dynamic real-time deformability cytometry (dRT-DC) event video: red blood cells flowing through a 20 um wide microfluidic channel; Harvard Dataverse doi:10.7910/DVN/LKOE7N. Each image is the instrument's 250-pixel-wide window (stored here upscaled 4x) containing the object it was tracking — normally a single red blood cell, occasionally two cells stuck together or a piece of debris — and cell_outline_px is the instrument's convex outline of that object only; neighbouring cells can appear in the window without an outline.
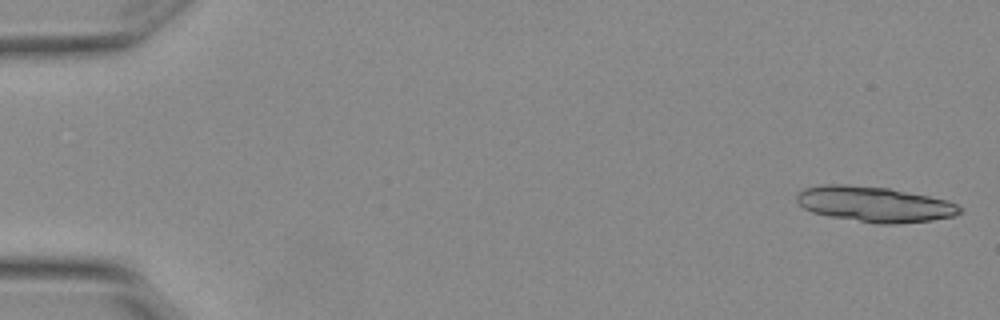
{"species": "Egyptian fruit bat (a non-hibernating species)", "species_latin": "Rousettus aegyptiacus", "temperature_condition": "warm", "stored_images_in_passage": 5, "camera_frame_rate_fps": 3000, "um_per_image_px": 0.085, "animal": {"sex": "female"}, "frame": {"image": 1, "passage_image": 1, "time_ms": 0.0, "image_size_px": [1000, 320], "cell_outline_px": [[964, 212], [956, 216], [932, 220], [896, 224], [876, 224], [832, 216], [812, 212], [804, 208], [796, 200], [796, 196], [804, 188], [824, 184], [848, 184], [888, 188], [948, 200], [964, 208]], "centroid_in_image_um": [74.39, 17.36], "position_along_channel_um": 10.6, "area_um2": 33.76}}